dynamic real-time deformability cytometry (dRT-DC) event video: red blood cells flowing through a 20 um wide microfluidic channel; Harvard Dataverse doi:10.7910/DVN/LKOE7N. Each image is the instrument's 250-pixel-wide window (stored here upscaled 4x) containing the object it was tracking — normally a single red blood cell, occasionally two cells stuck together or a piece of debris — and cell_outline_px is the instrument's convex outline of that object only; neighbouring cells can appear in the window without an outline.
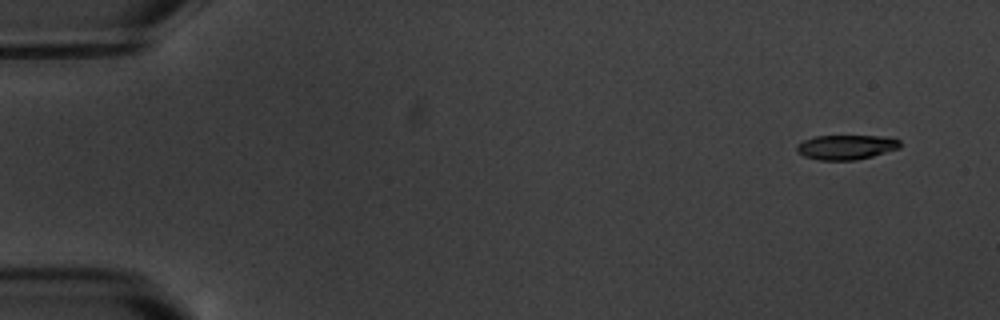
{"species": "common noctule bat (a hibernating species)", "species_latin": "Nyctalus noctula", "temperature_condition": "warm", "stored_images_in_passage": 4, "camera_frame_rate_fps": 3000, "um_per_image_px": 0.085, "animal": {"sex": "male", "body_mass_g": 20.1, "forearm_length_mm": 53.5}, "frame": {"image": 1, "passage_image": 1, "time_ms": 0.0, "image_size_px": [1000, 320], "cell_outline_px": [[900, 148], [872, 156], [856, 160], [820, 160], [804, 156], [796, 152], [796, 144], [804, 140], [816, 136], [892, 136], [900, 140]], "centroid_in_image_um": [71.93, 12.5], "position_along_channel_um": 13.1, "area_um2": 14.97}}
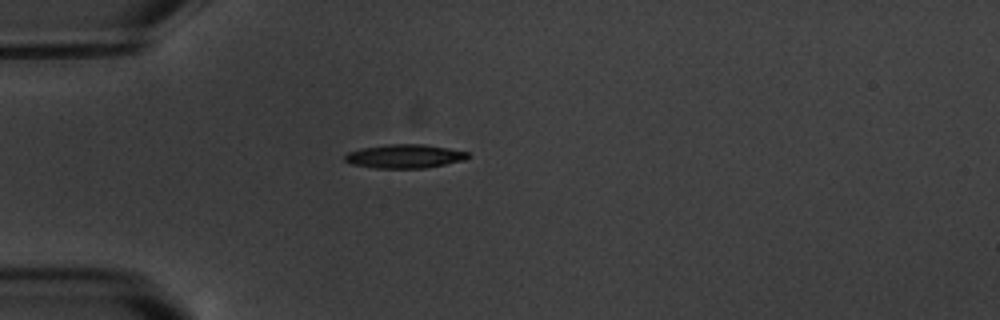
{"frame": {"image": 2, "passage_image": 4, "time_ms": 4.333, "image_size_px": [1000, 320], "cell_outline_px": [[472, 156], [464, 160], [424, 168], [376, 168], [352, 164], [344, 160], [344, 156], [348, 152], [360, 148], [388, 144], [424, 144], [448, 148], [468, 152]], "centroid_in_image_um": [34.39, 13.27], "position_along_channel_um": 50.6, "area_um2": 17.05}}